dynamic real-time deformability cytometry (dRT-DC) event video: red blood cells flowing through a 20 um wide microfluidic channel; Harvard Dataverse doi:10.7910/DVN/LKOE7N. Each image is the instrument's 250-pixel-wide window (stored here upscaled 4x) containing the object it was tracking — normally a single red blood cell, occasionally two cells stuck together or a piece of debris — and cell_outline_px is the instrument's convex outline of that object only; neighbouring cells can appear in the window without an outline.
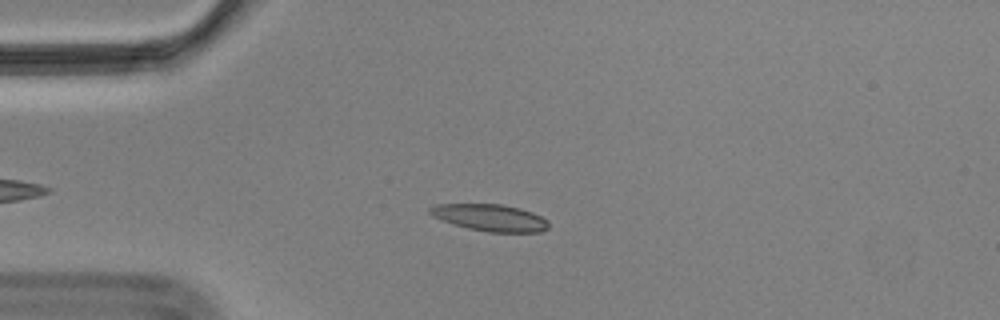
{"species": "Egyptian fruit bat (a non-hibernating species)", "species_latin": "Rousettus aegyptiacus", "temperature_condition": "cold", "stored_images_in_passage": 35, "camera_frame_rate_fps": 3000, "um_per_image_px": 0.085, "animal": {"sex": "male"}, "frame": {"image": 1, "passage_image": 5, "time_ms": 1.333, "image_size_px": [1000, 320], "cell_outline_px": [[548, 228], [540, 232], [488, 232], [468, 228], [452, 224], [432, 216], [428, 212], [428, 208], [436, 204], [504, 204], [520, 208], [532, 212], [548, 220]], "centroid_in_image_um": [41.64, 18.49], "position_along_channel_um": 43.4, "area_um2": 18.67}}
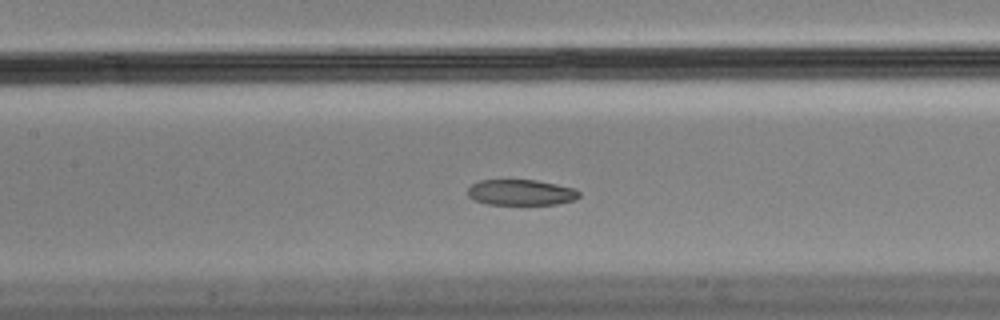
{"frame": {"image": 2, "passage_image": 17, "time_ms": 5.333, "image_size_px": [1000, 320], "cell_outline_px": [[580, 196], [576, 200], [556, 204], [488, 204], [472, 200], [468, 196], [468, 188], [472, 184], [480, 180], [536, 180], [576, 188], [580, 192]], "centroid_in_image_um": [44.3, 16.36], "position_along_channel_um": 163.1, "area_um2": 16.82}}
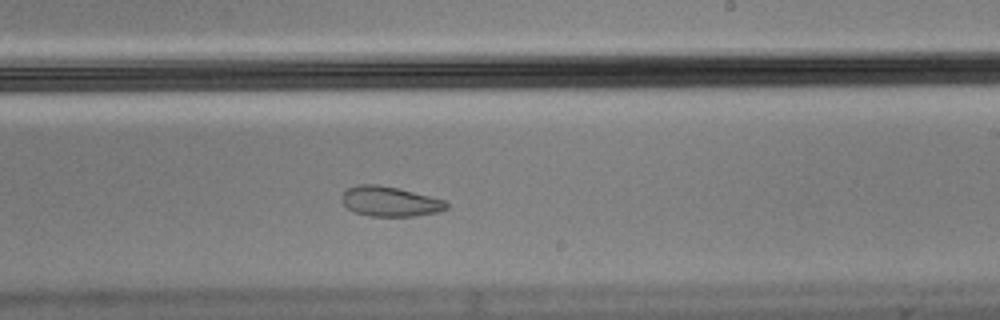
{"frame": {"image": 3, "passage_image": 25, "time_ms": 8.0, "image_size_px": [1000, 320], "cell_outline_px": [[448, 208], [440, 212], [416, 216], [368, 216], [352, 212], [340, 200], [340, 196], [348, 188], [356, 184], [376, 184], [396, 188], [444, 200], [448, 204]], "centroid_in_image_um": [33.1, 17.13], "position_along_channel_um": 255.9, "area_um2": 18.32}, "authors_computed_cell_mechanics": {"area_um2": 18.7272, "velocity_mm_per_s": 3.4874, "shape_relaxation_time_tau1_ms": null, "shape_relaxation_time_tau2_ms": 2.8475, "deformation_change_tau1": null, "deformation_change_tau2": 0.0727}}